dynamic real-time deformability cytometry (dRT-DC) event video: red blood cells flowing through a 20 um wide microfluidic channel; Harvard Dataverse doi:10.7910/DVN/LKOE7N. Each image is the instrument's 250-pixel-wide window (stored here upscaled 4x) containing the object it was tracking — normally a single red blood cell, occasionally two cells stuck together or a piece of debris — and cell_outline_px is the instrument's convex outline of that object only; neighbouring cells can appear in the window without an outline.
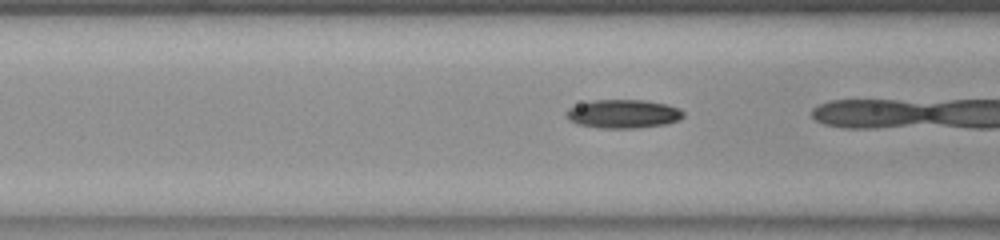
{"species": "common noctule bat (a hibernating species)", "species_latin": "Nyctalus noctula", "temperature_condition": "room temperature", "stored_images_in_passage": 9, "camera_frame_rate_fps": 3000, "um_per_image_px": 0.085, "animal": {"sex": "female", "body_mass_g": 23.0, "forearm_length_mm": 53.4}, "frame": {"image": 1, "passage_image": 8, "time_ms": 2.333, "image_size_px": [1000, 240], "cell_outline_px": [[684, 116], [680, 120], [668, 124], [632, 128], [600, 128], [580, 124], [572, 120], [568, 116], [568, 108], [592, 100], [644, 100], [668, 104], [680, 108], [684, 112]], "centroid_in_image_um": [53.08, 9.67], "position_along_channel_um": 113.5, "area_um2": 19.36}}